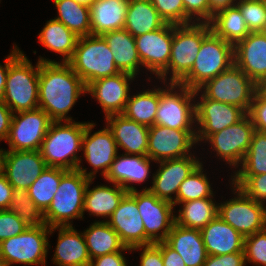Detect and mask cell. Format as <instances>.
I'll use <instances>...</instances> for the list:
<instances>
[{"label":"cell","mask_w":266,"mask_h":266,"mask_svg":"<svg viewBox=\"0 0 266 266\" xmlns=\"http://www.w3.org/2000/svg\"><path fill=\"white\" fill-rule=\"evenodd\" d=\"M136 203L145 228V245L165 241L175 224L173 203L149 190H136Z\"/></svg>","instance_id":"12"},{"label":"cell","mask_w":266,"mask_h":266,"mask_svg":"<svg viewBox=\"0 0 266 266\" xmlns=\"http://www.w3.org/2000/svg\"><path fill=\"white\" fill-rule=\"evenodd\" d=\"M53 121L42 109L13 113L10 131L5 142L13 151L40 150Z\"/></svg>","instance_id":"13"},{"label":"cell","mask_w":266,"mask_h":266,"mask_svg":"<svg viewBox=\"0 0 266 266\" xmlns=\"http://www.w3.org/2000/svg\"><path fill=\"white\" fill-rule=\"evenodd\" d=\"M255 130L266 132V97L257 89L247 113Z\"/></svg>","instance_id":"49"},{"label":"cell","mask_w":266,"mask_h":266,"mask_svg":"<svg viewBox=\"0 0 266 266\" xmlns=\"http://www.w3.org/2000/svg\"><path fill=\"white\" fill-rule=\"evenodd\" d=\"M165 242L179 253L186 266H203L207 259L206 248L198 229L174 224Z\"/></svg>","instance_id":"29"},{"label":"cell","mask_w":266,"mask_h":266,"mask_svg":"<svg viewBox=\"0 0 266 266\" xmlns=\"http://www.w3.org/2000/svg\"><path fill=\"white\" fill-rule=\"evenodd\" d=\"M12 115L11 109L3 101H0V141H6L8 138Z\"/></svg>","instance_id":"54"},{"label":"cell","mask_w":266,"mask_h":266,"mask_svg":"<svg viewBox=\"0 0 266 266\" xmlns=\"http://www.w3.org/2000/svg\"><path fill=\"white\" fill-rule=\"evenodd\" d=\"M102 36L113 53L118 70L135 77L139 75V68L142 64L136 48L135 37L125 29L107 32Z\"/></svg>","instance_id":"30"},{"label":"cell","mask_w":266,"mask_h":266,"mask_svg":"<svg viewBox=\"0 0 266 266\" xmlns=\"http://www.w3.org/2000/svg\"><path fill=\"white\" fill-rule=\"evenodd\" d=\"M86 85L68 63L40 62L38 108L53 122L73 121L67 116Z\"/></svg>","instance_id":"1"},{"label":"cell","mask_w":266,"mask_h":266,"mask_svg":"<svg viewBox=\"0 0 266 266\" xmlns=\"http://www.w3.org/2000/svg\"><path fill=\"white\" fill-rule=\"evenodd\" d=\"M9 68V55L5 58L4 66L0 64V101H3L5 95V84Z\"/></svg>","instance_id":"57"},{"label":"cell","mask_w":266,"mask_h":266,"mask_svg":"<svg viewBox=\"0 0 266 266\" xmlns=\"http://www.w3.org/2000/svg\"><path fill=\"white\" fill-rule=\"evenodd\" d=\"M180 204L175 224L185 228L201 230L218 215V204L212 197L179 203V206Z\"/></svg>","instance_id":"36"},{"label":"cell","mask_w":266,"mask_h":266,"mask_svg":"<svg viewBox=\"0 0 266 266\" xmlns=\"http://www.w3.org/2000/svg\"><path fill=\"white\" fill-rule=\"evenodd\" d=\"M173 40V24L165 23L161 28L135 37L141 64L156 77L168 66Z\"/></svg>","instance_id":"19"},{"label":"cell","mask_w":266,"mask_h":266,"mask_svg":"<svg viewBox=\"0 0 266 266\" xmlns=\"http://www.w3.org/2000/svg\"><path fill=\"white\" fill-rule=\"evenodd\" d=\"M193 155V156H192ZM159 169L153 173L152 185L142 190H149L159 199L173 203L181 183L202 163L192 153L183 158L162 160ZM172 194H175L174 198Z\"/></svg>","instance_id":"18"},{"label":"cell","mask_w":266,"mask_h":266,"mask_svg":"<svg viewBox=\"0 0 266 266\" xmlns=\"http://www.w3.org/2000/svg\"><path fill=\"white\" fill-rule=\"evenodd\" d=\"M46 168L39 150L4 152L2 173L13 189L28 190Z\"/></svg>","instance_id":"22"},{"label":"cell","mask_w":266,"mask_h":266,"mask_svg":"<svg viewBox=\"0 0 266 266\" xmlns=\"http://www.w3.org/2000/svg\"><path fill=\"white\" fill-rule=\"evenodd\" d=\"M234 64L257 86L266 80V33L251 32L234 45Z\"/></svg>","instance_id":"23"},{"label":"cell","mask_w":266,"mask_h":266,"mask_svg":"<svg viewBox=\"0 0 266 266\" xmlns=\"http://www.w3.org/2000/svg\"><path fill=\"white\" fill-rule=\"evenodd\" d=\"M209 25L216 36L233 45L251 33L236 5L215 13Z\"/></svg>","instance_id":"35"},{"label":"cell","mask_w":266,"mask_h":266,"mask_svg":"<svg viewBox=\"0 0 266 266\" xmlns=\"http://www.w3.org/2000/svg\"><path fill=\"white\" fill-rule=\"evenodd\" d=\"M76 3L89 7L95 0H74Z\"/></svg>","instance_id":"59"},{"label":"cell","mask_w":266,"mask_h":266,"mask_svg":"<svg viewBox=\"0 0 266 266\" xmlns=\"http://www.w3.org/2000/svg\"><path fill=\"white\" fill-rule=\"evenodd\" d=\"M135 78L133 75L120 72L87 84L86 93L98 101L105 117L122 114L130 96L129 85Z\"/></svg>","instance_id":"21"},{"label":"cell","mask_w":266,"mask_h":266,"mask_svg":"<svg viewBox=\"0 0 266 266\" xmlns=\"http://www.w3.org/2000/svg\"><path fill=\"white\" fill-rule=\"evenodd\" d=\"M255 127L248 115L238 123L226 127L222 131L211 134L205 141L211 144L216 156L226 161V164L239 166L249 149Z\"/></svg>","instance_id":"14"},{"label":"cell","mask_w":266,"mask_h":266,"mask_svg":"<svg viewBox=\"0 0 266 266\" xmlns=\"http://www.w3.org/2000/svg\"><path fill=\"white\" fill-rule=\"evenodd\" d=\"M4 152L5 150H3L2 148L0 149V174L2 173V169H3V157H4Z\"/></svg>","instance_id":"60"},{"label":"cell","mask_w":266,"mask_h":266,"mask_svg":"<svg viewBox=\"0 0 266 266\" xmlns=\"http://www.w3.org/2000/svg\"><path fill=\"white\" fill-rule=\"evenodd\" d=\"M133 250H141L140 266H164L161 249L155 243L133 247L130 252Z\"/></svg>","instance_id":"50"},{"label":"cell","mask_w":266,"mask_h":266,"mask_svg":"<svg viewBox=\"0 0 266 266\" xmlns=\"http://www.w3.org/2000/svg\"><path fill=\"white\" fill-rule=\"evenodd\" d=\"M58 230L57 245L53 255V264L58 266H90L83 233L77 232L73 226L54 227Z\"/></svg>","instance_id":"27"},{"label":"cell","mask_w":266,"mask_h":266,"mask_svg":"<svg viewBox=\"0 0 266 266\" xmlns=\"http://www.w3.org/2000/svg\"><path fill=\"white\" fill-rule=\"evenodd\" d=\"M67 63L85 85L120 73L113 53L101 35L79 37L73 56Z\"/></svg>","instance_id":"6"},{"label":"cell","mask_w":266,"mask_h":266,"mask_svg":"<svg viewBox=\"0 0 266 266\" xmlns=\"http://www.w3.org/2000/svg\"><path fill=\"white\" fill-rule=\"evenodd\" d=\"M258 86L235 64L195 90L208 99L242 108L248 113Z\"/></svg>","instance_id":"10"},{"label":"cell","mask_w":266,"mask_h":266,"mask_svg":"<svg viewBox=\"0 0 266 266\" xmlns=\"http://www.w3.org/2000/svg\"><path fill=\"white\" fill-rule=\"evenodd\" d=\"M9 55V68L3 102L13 113L38 108L40 62H57L39 56L35 66L16 46Z\"/></svg>","instance_id":"2"},{"label":"cell","mask_w":266,"mask_h":266,"mask_svg":"<svg viewBox=\"0 0 266 266\" xmlns=\"http://www.w3.org/2000/svg\"><path fill=\"white\" fill-rule=\"evenodd\" d=\"M62 178V168L47 167L27 190L33 203L44 213L51 204Z\"/></svg>","instance_id":"39"},{"label":"cell","mask_w":266,"mask_h":266,"mask_svg":"<svg viewBox=\"0 0 266 266\" xmlns=\"http://www.w3.org/2000/svg\"><path fill=\"white\" fill-rule=\"evenodd\" d=\"M231 187L236 197L221 204L218 203L219 217L243 237L264 230L266 228L265 204L256 202L234 184Z\"/></svg>","instance_id":"11"},{"label":"cell","mask_w":266,"mask_h":266,"mask_svg":"<svg viewBox=\"0 0 266 266\" xmlns=\"http://www.w3.org/2000/svg\"><path fill=\"white\" fill-rule=\"evenodd\" d=\"M159 16L175 25L185 24V9L182 0H150Z\"/></svg>","instance_id":"46"},{"label":"cell","mask_w":266,"mask_h":266,"mask_svg":"<svg viewBox=\"0 0 266 266\" xmlns=\"http://www.w3.org/2000/svg\"><path fill=\"white\" fill-rule=\"evenodd\" d=\"M209 1V22L213 15L223 9L233 7L238 0H208Z\"/></svg>","instance_id":"56"},{"label":"cell","mask_w":266,"mask_h":266,"mask_svg":"<svg viewBox=\"0 0 266 266\" xmlns=\"http://www.w3.org/2000/svg\"><path fill=\"white\" fill-rule=\"evenodd\" d=\"M13 187L9 184L6 176L0 174V210H8L11 198H12Z\"/></svg>","instance_id":"55"},{"label":"cell","mask_w":266,"mask_h":266,"mask_svg":"<svg viewBox=\"0 0 266 266\" xmlns=\"http://www.w3.org/2000/svg\"><path fill=\"white\" fill-rule=\"evenodd\" d=\"M8 210L17 214L27 228L46 225L44 213L33 203L26 189H13Z\"/></svg>","instance_id":"42"},{"label":"cell","mask_w":266,"mask_h":266,"mask_svg":"<svg viewBox=\"0 0 266 266\" xmlns=\"http://www.w3.org/2000/svg\"><path fill=\"white\" fill-rule=\"evenodd\" d=\"M182 1L185 9V24L193 22L209 23L208 0H182Z\"/></svg>","instance_id":"48"},{"label":"cell","mask_w":266,"mask_h":266,"mask_svg":"<svg viewBox=\"0 0 266 266\" xmlns=\"http://www.w3.org/2000/svg\"><path fill=\"white\" fill-rule=\"evenodd\" d=\"M129 0H95L90 6L91 35L124 29Z\"/></svg>","instance_id":"28"},{"label":"cell","mask_w":266,"mask_h":266,"mask_svg":"<svg viewBox=\"0 0 266 266\" xmlns=\"http://www.w3.org/2000/svg\"><path fill=\"white\" fill-rule=\"evenodd\" d=\"M150 160L147 155L117 154L104 179L127 192L135 191L137 189L131 183H143L149 179Z\"/></svg>","instance_id":"25"},{"label":"cell","mask_w":266,"mask_h":266,"mask_svg":"<svg viewBox=\"0 0 266 266\" xmlns=\"http://www.w3.org/2000/svg\"><path fill=\"white\" fill-rule=\"evenodd\" d=\"M90 259L118 251H129L116 231L104 220L94 221L82 232Z\"/></svg>","instance_id":"32"},{"label":"cell","mask_w":266,"mask_h":266,"mask_svg":"<svg viewBox=\"0 0 266 266\" xmlns=\"http://www.w3.org/2000/svg\"><path fill=\"white\" fill-rule=\"evenodd\" d=\"M245 253H229L224 255H208L203 266H245Z\"/></svg>","instance_id":"51"},{"label":"cell","mask_w":266,"mask_h":266,"mask_svg":"<svg viewBox=\"0 0 266 266\" xmlns=\"http://www.w3.org/2000/svg\"><path fill=\"white\" fill-rule=\"evenodd\" d=\"M95 123L88 122L85 127V132L82 139V150L84 157L89 165L93 167L90 172L87 168H83L81 163L77 166V170L89 179L95 178L99 169L101 170L102 177H105L111 164L118 154L116 141L114 140L112 131L106 127L98 130L91 135Z\"/></svg>","instance_id":"15"},{"label":"cell","mask_w":266,"mask_h":266,"mask_svg":"<svg viewBox=\"0 0 266 266\" xmlns=\"http://www.w3.org/2000/svg\"><path fill=\"white\" fill-rule=\"evenodd\" d=\"M78 36L62 22L55 19L47 21L39 33V42L47 49L63 56L61 62L67 63L73 56Z\"/></svg>","instance_id":"34"},{"label":"cell","mask_w":266,"mask_h":266,"mask_svg":"<svg viewBox=\"0 0 266 266\" xmlns=\"http://www.w3.org/2000/svg\"><path fill=\"white\" fill-rule=\"evenodd\" d=\"M26 228L17 214L10 210H0V243L21 234Z\"/></svg>","instance_id":"47"},{"label":"cell","mask_w":266,"mask_h":266,"mask_svg":"<svg viewBox=\"0 0 266 266\" xmlns=\"http://www.w3.org/2000/svg\"><path fill=\"white\" fill-rule=\"evenodd\" d=\"M245 261L266 266V228L244 238Z\"/></svg>","instance_id":"45"},{"label":"cell","mask_w":266,"mask_h":266,"mask_svg":"<svg viewBox=\"0 0 266 266\" xmlns=\"http://www.w3.org/2000/svg\"><path fill=\"white\" fill-rule=\"evenodd\" d=\"M89 180L77 169L62 168L58 190L44 212L45 223L48 227L72 226L71 220L84 219V194Z\"/></svg>","instance_id":"5"},{"label":"cell","mask_w":266,"mask_h":266,"mask_svg":"<svg viewBox=\"0 0 266 266\" xmlns=\"http://www.w3.org/2000/svg\"><path fill=\"white\" fill-rule=\"evenodd\" d=\"M239 8L250 32L266 30V0H238Z\"/></svg>","instance_id":"43"},{"label":"cell","mask_w":266,"mask_h":266,"mask_svg":"<svg viewBox=\"0 0 266 266\" xmlns=\"http://www.w3.org/2000/svg\"><path fill=\"white\" fill-rule=\"evenodd\" d=\"M160 249L164 266H186L182 257L165 241L155 243Z\"/></svg>","instance_id":"53"},{"label":"cell","mask_w":266,"mask_h":266,"mask_svg":"<svg viewBox=\"0 0 266 266\" xmlns=\"http://www.w3.org/2000/svg\"><path fill=\"white\" fill-rule=\"evenodd\" d=\"M239 166L232 176L266 174V132L254 131L249 149Z\"/></svg>","instance_id":"40"},{"label":"cell","mask_w":266,"mask_h":266,"mask_svg":"<svg viewBox=\"0 0 266 266\" xmlns=\"http://www.w3.org/2000/svg\"><path fill=\"white\" fill-rule=\"evenodd\" d=\"M231 180V184L239 187L247 196L266 205V174L231 176Z\"/></svg>","instance_id":"44"},{"label":"cell","mask_w":266,"mask_h":266,"mask_svg":"<svg viewBox=\"0 0 266 266\" xmlns=\"http://www.w3.org/2000/svg\"><path fill=\"white\" fill-rule=\"evenodd\" d=\"M165 23L150 0H129L124 29L133 37L153 32Z\"/></svg>","instance_id":"33"},{"label":"cell","mask_w":266,"mask_h":266,"mask_svg":"<svg viewBox=\"0 0 266 266\" xmlns=\"http://www.w3.org/2000/svg\"><path fill=\"white\" fill-rule=\"evenodd\" d=\"M201 163L180 185L173 205H179L191 200L214 197L210 181L203 170Z\"/></svg>","instance_id":"41"},{"label":"cell","mask_w":266,"mask_h":266,"mask_svg":"<svg viewBox=\"0 0 266 266\" xmlns=\"http://www.w3.org/2000/svg\"><path fill=\"white\" fill-rule=\"evenodd\" d=\"M258 90L266 97V80L258 85Z\"/></svg>","instance_id":"58"},{"label":"cell","mask_w":266,"mask_h":266,"mask_svg":"<svg viewBox=\"0 0 266 266\" xmlns=\"http://www.w3.org/2000/svg\"><path fill=\"white\" fill-rule=\"evenodd\" d=\"M92 183L93 179H90L84 194L83 215L88 211L89 215L107 219L118 207L127 191L114 183L113 188L108 185H98L90 189Z\"/></svg>","instance_id":"31"},{"label":"cell","mask_w":266,"mask_h":266,"mask_svg":"<svg viewBox=\"0 0 266 266\" xmlns=\"http://www.w3.org/2000/svg\"><path fill=\"white\" fill-rule=\"evenodd\" d=\"M58 11L54 19L62 22L78 37L91 35L89 7L76 3L74 0H53Z\"/></svg>","instance_id":"38"},{"label":"cell","mask_w":266,"mask_h":266,"mask_svg":"<svg viewBox=\"0 0 266 266\" xmlns=\"http://www.w3.org/2000/svg\"><path fill=\"white\" fill-rule=\"evenodd\" d=\"M159 105V88L147 89L129 96L124 112L126 118L148 127L155 125Z\"/></svg>","instance_id":"37"},{"label":"cell","mask_w":266,"mask_h":266,"mask_svg":"<svg viewBox=\"0 0 266 266\" xmlns=\"http://www.w3.org/2000/svg\"><path fill=\"white\" fill-rule=\"evenodd\" d=\"M54 227L43 225L37 228H26L21 234L8 238L0 243L1 266L12 264L46 265L50 234ZM49 234V235H48Z\"/></svg>","instance_id":"9"},{"label":"cell","mask_w":266,"mask_h":266,"mask_svg":"<svg viewBox=\"0 0 266 266\" xmlns=\"http://www.w3.org/2000/svg\"><path fill=\"white\" fill-rule=\"evenodd\" d=\"M196 143V131L153 125L149 127L147 156L155 163L183 158L191 155L190 151Z\"/></svg>","instance_id":"17"},{"label":"cell","mask_w":266,"mask_h":266,"mask_svg":"<svg viewBox=\"0 0 266 266\" xmlns=\"http://www.w3.org/2000/svg\"><path fill=\"white\" fill-rule=\"evenodd\" d=\"M105 221L116 231L126 247L145 245V228L137 208L136 190L127 192Z\"/></svg>","instance_id":"20"},{"label":"cell","mask_w":266,"mask_h":266,"mask_svg":"<svg viewBox=\"0 0 266 266\" xmlns=\"http://www.w3.org/2000/svg\"><path fill=\"white\" fill-rule=\"evenodd\" d=\"M167 83L165 82V87H159V105L155 125L176 130L196 131L194 127L196 126V100L194 99L198 94L180 83Z\"/></svg>","instance_id":"7"},{"label":"cell","mask_w":266,"mask_h":266,"mask_svg":"<svg viewBox=\"0 0 266 266\" xmlns=\"http://www.w3.org/2000/svg\"><path fill=\"white\" fill-rule=\"evenodd\" d=\"M207 255L244 252V238L219 215L200 230Z\"/></svg>","instance_id":"26"},{"label":"cell","mask_w":266,"mask_h":266,"mask_svg":"<svg viewBox=\"0 0 266 266\" xmlns=\"http://www.w3.org/2000/svg\"><path fill=\"white\" fill-rule=\"evenodd\" d=\"M88 122H52L40 147L47 167L75 170L82 159V139ZM70 157V158H69Z\"/></svg>","instance_id":"3"},{"label":"cell","mask_w":266,"mask_h":266,"mask_svg":"<svg viewBox=\"0 0 266 266\" xmlns=\"http://www.w3.org/2000/svg\"><path fill=\"white\" fill-rule=\"evenodd\" d=\"M200 94L201 97L198 98L201 100L195 103L197 144L206 140L211 134L238 123L247 115L238 106L208 99Z\"/></svg>","instance_id":"16"},{"label":"cell","mask_w":266,"mask_h":266,"mask_svg":"<svg viewBox=\"0 0 266 266\" xmlns=\"http://www.w3.org/2000/svg\"><path fill=\"white\" fill-rule=\"evenodd\" d=\"M123 251L113 252L91 259L90 266H128Z\"/></svg>","instance_id":"52"},{"label":"cell","mask_w":266,"mask_h":266,"mask_svg":"<svg viewBox=\"0 0 266 266\" xmlns=\"http://www.w3.org/2000/svg\"><path fill=\"white\" fill-rule=\"evenodd\" d=\"M234 64V45L212 31L203 39L190 72L179 82L196 90Z\"/></svg>","instance_id":"8"},{"label":"cell","mask_w":266,"mask_h":266,"mask_svg":"<svg viewBox=\"0 0 266 266\" xmlns=\"http://www.w3.org/2000/svg\"><path fill=\"white\" fill-rule=\"evenodd\" d=\"M105 118L118 149H124V154L147 155L148 126L132 121L123 114H112Z\"/></svg>","instance_id":"24"},{"label":"cell","mask_w":266,"mask_h":266,"mask_svg":"<svg viewBox=\"0 0 266 266\" xmlns=\"http://www.w3.org/2000/svg\"><path fill=\"white\" fill-rule=\"evenodd\" d=\"M210 32L209 23L173 24L170 60L157 78L163 81V84L167 79L169 83H179L192 69L201 43Z\"/></svg>","instance_id":"4"}]
</instances>
